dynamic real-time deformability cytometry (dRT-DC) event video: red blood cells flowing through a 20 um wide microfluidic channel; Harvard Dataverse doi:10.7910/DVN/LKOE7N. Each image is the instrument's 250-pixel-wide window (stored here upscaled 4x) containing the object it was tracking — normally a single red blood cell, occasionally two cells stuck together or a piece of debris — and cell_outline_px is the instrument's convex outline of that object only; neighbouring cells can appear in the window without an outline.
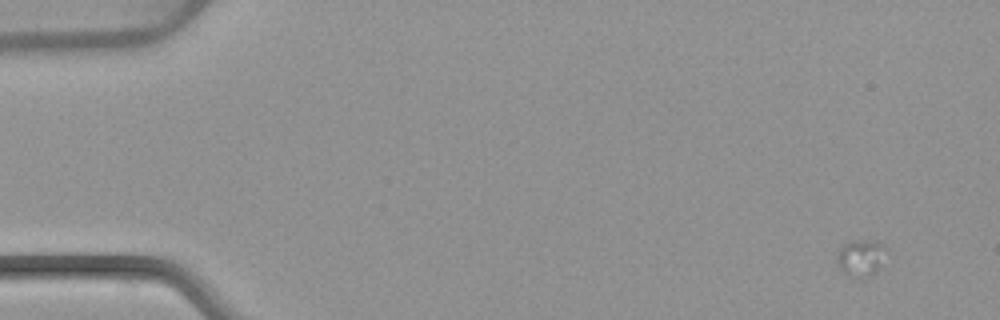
{"species": "common noctule bat (a hibernating species)", "species_latin": "Nyctalus noctula", "temperature_condition": "warm", "stored_images_in_passage": 2, "camera_frame_rate_fps": 3000, "um_per_image_px": 0.085, "animal": {"sex": "female", "body_mass_g": 22.7, "forearm_length_mm": 54.2}, "frame": {"image": 1, "passage_image": 1, "time_ms": 0.0, "image_size_px": [1000, 320], "cell_outline_px": [[888, 248], [884, 268], [864, 280], [860, 280], [840, 268], [836, 260], [836, 256], [840, 248], [844, 244], [880, 244]], "centroid_in_image_um": [73.27, 22.05], "position_along_channel_um": 11.7, "area_um2": 10.29}}